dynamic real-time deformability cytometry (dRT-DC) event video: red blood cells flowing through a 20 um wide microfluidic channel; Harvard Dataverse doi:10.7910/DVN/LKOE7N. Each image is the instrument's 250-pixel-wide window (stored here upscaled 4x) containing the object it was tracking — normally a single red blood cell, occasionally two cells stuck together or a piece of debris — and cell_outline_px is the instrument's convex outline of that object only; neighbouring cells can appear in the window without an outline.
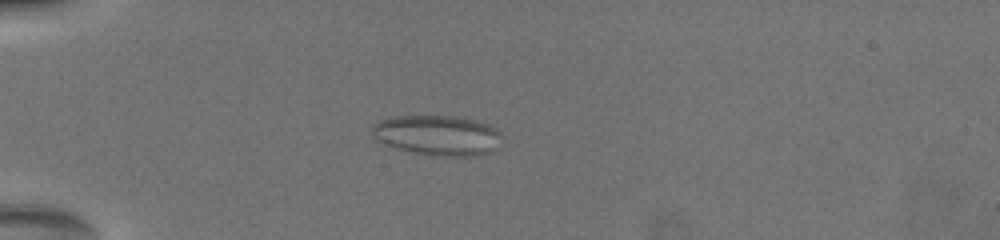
{"species": "common noctule bat (a hibernating species)", "species_latin": "Nyctalus noctula", "temperature_condition": "warm", "stored_images_in_passage": 28, "camera_frame_rate_fps": 3000, "um_per_image_px": 0.085, "animal": {"sex": "female", "body_mass_g": 19.5, "forearm_length_mm": 54.1}, "frame": {"image": 1, "passage_image": 17, "time_ms": 6.0, "image_size_px": [1000, 240], "cell_outline_px": [[496, 132], [484, 152], [476, 156], [436, 156], [412, 152], [396, 148], [376, 140], [372, 136], [372, 124], [380, 120], [396, 116], [452, 116], [476, 120], [488, 124]], "centroid_in_image_um": [36.95, 11.47], "position_along_channel_um": 48.0, "area_um2": 29.07}}
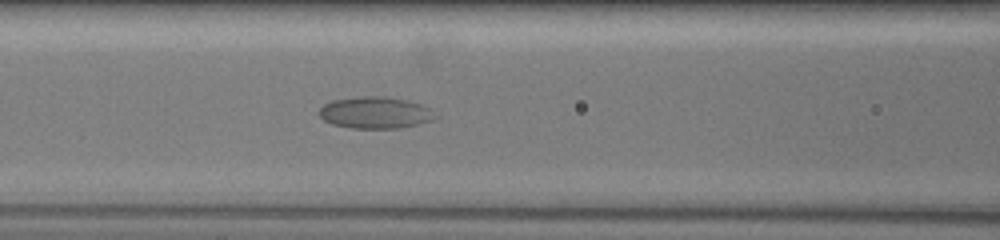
{"frame": {"image": 2, "passage_image": 27, "time_ms": 9.333, "image_size_px": [1000, 240], "cell_outline_px": [[440, 116], [432, 120], [400, 128], [352, 128], [332, 124], [324, 120], [320, 116], [320, 108], [324, 104], [332, 100], [360, 96], [384, 96], [404, 100], [420, 104], [428, 108]], "centroid_in_image_um": [31.89, 9.57], "position_along_channel_um": 134.7, "area_um2": 21.33}}
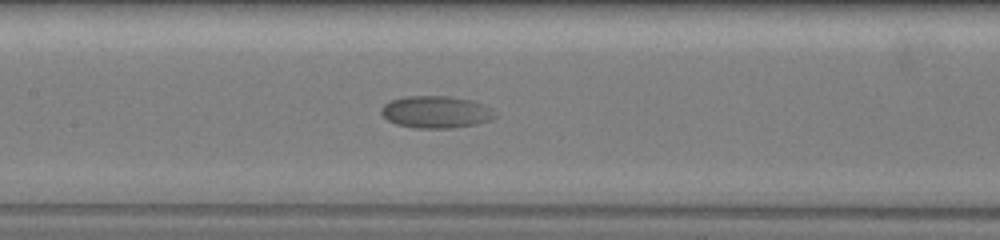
{"frame": {"image": 3, "passage_image": 28, "time_ms": 10.333, "image_size_px": [1000, 240], "cell_outline_px": [[496, 116], [488, 120], [476, 124], [452, 128], [416, 128], [396, 124], [388, 120], [380, 112], [380, 108], [384, 104], [392, 100], [408, 96], [448, 96], [468, 100], [480, 104], [488, 108]], "centroid_in_image_um": [36.98, 9.53], "position_along_channel_um": 170.4, "area_um2": 20.87}}